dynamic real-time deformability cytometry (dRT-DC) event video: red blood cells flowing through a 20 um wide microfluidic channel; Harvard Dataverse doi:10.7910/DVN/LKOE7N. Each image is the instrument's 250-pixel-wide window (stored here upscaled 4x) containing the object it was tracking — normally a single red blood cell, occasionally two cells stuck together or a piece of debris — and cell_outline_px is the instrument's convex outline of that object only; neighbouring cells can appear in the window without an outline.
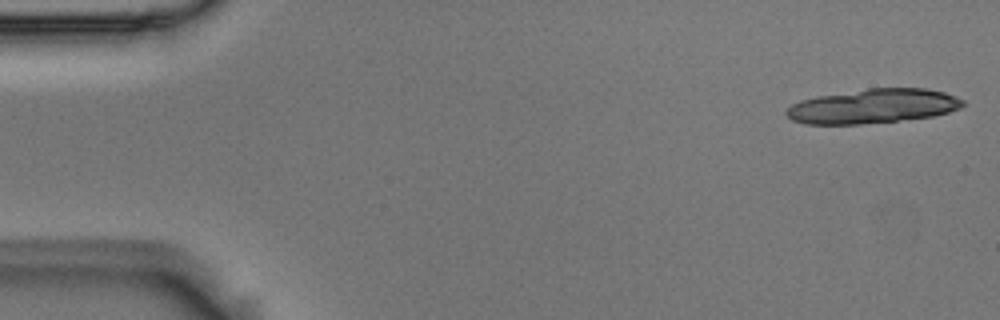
{"species": "Egyptian fruit bat (a non-hibernating species)", "species_latin": "Rousettus aegyptiacus", "temperature_condition": "room temperature", "stored_images_in_passage": 34, "camera_frame_rate_fps": 3000, "um_per_image_px": 0.085, "animal": {"sex": "male"}, "frame": {"image": 1, "passage_image": 1, "time_ms": 0.0, "image_size_px": [1000, 320], "cell_outline_px": [[964, 104], [960, 108], [948, 112], [932, 116], [860, 124], [804, 124], [792, 120], [784, 112], [792, 104], [800, 100], [816, 96], [868, 88], [924, 88], [944, 92], [956, 96], [964, 100]], "centroid_in_image_um": [74.18, 9.01], "position_along_channel_um": 10.8, "area_um2": 35.2}}